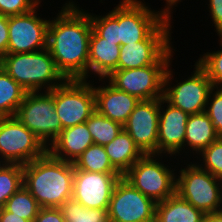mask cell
<instances>
[{
	"label": "cell",
	"mask_w": 222,
	"mask_h": 222,
	"mask_svg": "<svg viewBox=\"0 0 222 222\" xmlns=\"http://www.w3.org/2000/svg\"><path fill=\"white\" fill-rule=\"evenodd\" d=\"M3 69L27 92L51 91L66 80L48 48L31 53H7L3 56Z\"/></svg>",
	"instance_id": "obj_3"
},
{
	"label": "cell",
	"mask_w": 222,
	"mask_h": 222,
	"mask_svg": "<svg viewBox=\"0 0 222 222\" xmlns=\"http://www.w3.org/2000/svg\"><path fill=\"white\" fill-rule=\"evenodd\" d=\"M94 95L96 111L122 126L140 101L137 97L115 88L110 83L103 87H94Z\"/></svg>",
	"instance_id": "obj_18"
},
{
	"label": "cell",
	"mask_w": 222,
	"mask_h": 222,
	"mask_svg": "<svg viewBox=\"0 0 222 222\" xmlns=\"http://www.w3.org/2000/svg\"><path fill=\"white\" fill-rule=\"evenodd\" d=\"M179 170L175 192L204 214L222 210V179L201 169L197 163Z\"/></svg>",
	"instance_id": "obj_4"
},
{
	"label": "cell",
	"mask_w": 222,
	"mask_h": 222,
	"mask_svg": "<svg viewBox=\"0 0 222 222\" xmlns=\"http://www.w3.org/2000/svg\"><path fill=\"white\" fill-rule=\"evenodd\" d=\"M75 170H84L99 173H119L111 164L104 146L90 145L73 162Z\"/></svg>",
	"instance_id": "obj_25"
},
{
	"label": "cell",
	"mask_w": 222,
	"mask_h": 222,
	"mask_svg": "<svg viewBox=\"0 0 222 222\" xmlns=\"http://www.w3.org/2000/svg\"><path fill=\"white\" fill-rule=\"evenodd\" d=\"M37 8L32 11L8 17L7 53H31L47 48L49 20L37 16Z\"/></svg>",
	"instance_id": "obj_14"
},
{
	"label": "cell",
	"mask_w": 222,
	"mask_h": 222,
	"mask_svg": "<svg viewBox=\"0 0 222 222\" xmlns=\"http://www.w3.org/2000/svg\"><path fill=\"white\" fill-rule=\"evenodd\" d=\"M194 66V73L188 79L177 82V85L173 87L170 85L173 80L170 64L164 76L163 98L173 107L183 110L188 115L205 112L208 96L214 88L206 71L197 62Z\"/></svg>",
	"instance_id": "obj_10"
},
{
	"label": "cell",
	"mask_w": 222,
	"mask_h": 222,
	"mask_svg": "<svg viewBox=\"0 0 222 222\" xmlns=\"http://www.w3.org/2000/svg\"><path fill=\"white\" fill-rule=\"evenodd\" d=\"M74 2L65 3L48 25L47 48L65 79H88L90 13Z\"/></svg>",
	"instance_id": "obj_1"
},
{
	"label": "cell",
	"mask_w": 222,
	"mask_h": 222,
	"mask_svg": "<svg viewBox=\"0 0 222 222\" xmlns=\"http://www.w3.org/2000/svg\"><path fill=\"white\" fill-rule=\"evenodd\" d=\"M3 69V55L0 54V71Z\"/></svg>",
	"instance_id": "obj_41"
},
{
	"label": "cell",
	"mask_w": 222,
	"mask_h": 222,
	"mask_svg": "<svg viewBox=\"0 0 222 222\" xmlns=\"http://www.w3.org/2000/svg\"><path fill=\"white\" fill-rule=\"evenodd\" d=\"M205 113L211 119L216 132L219 134V136H222V88L214 87L210 91L208 101L206 103Z\"/></svg>",
	"instance_id": "obj_33"
},
{
	"label": "cell",
	"mask_w": 222,
	"mask_h": 222,
	"mask_svg": "<svg viewBox=\"0 0 222 222\" xmlns=\"http://www.w3.org/2000/svg\"><path fill=\"white\" fill-rule=\"evenodd\" d=\"M65 222H109L107 209H88L73 198L60 207Z\"/></svg>",
	"instance_id": "obj_29"
},
{
	"label": "cell",
	"mask_w": 222,
	"mask_h": 222,
	"mask_svg": "<svg viewBox=\"0 0 222 222\" xmlns=\"http://www.w3.org/2000/svg\"><path fill=\"white\" fill-rule=\"evenodd\" d=\"M156 157L157 154H144L123 177L142 194L159 203L175 193L176 176L175 170Z\"/></svg>",
	"instance_id": "obj_7"
},
{
	"label": "cell",
	"mask_w": 222,
	"mask_h": 222,
	"mask_svg": "<svg viewBox=\"0 0 222 222\" xmlns=\"http://www.w3.org/2000/svg\"><path fill=\"white\" fill-rule=\"evenodd\" d=\"M166 1V5L165 8L161 11H159V13L167 20L171 21V13L172 11L170 10L171 8H173V6H175L176 4H178V2H181V0H165Z\"/></svg>",
	"instance_id": "obj_39"
},
{
	"label": "cell",
	"mask_w": 222,
	"mask_h": 222,
	"mask_svg": "<svg viewBox=\"0 0 222 222\" xmlns=\"http://www.w3.org/2000/svg\"><path fill=\"white\" fill-rule=\"evenodd\" d=\"M200 222H210L206 217H204Z\"/></svg>",
	"instance_id": "obj_42"
},
{
	"label": "cell",
	"mask_w": 222,
	"mask_h": 222,
	"mask_svg": "<svg viewBox=\"0 0 222 222\" xmlns=\"http://www.w3.org/2000/svg\"><path fill=\"white\" fill-rule=\"evenodd\" d=\"M167 103L166 109L162 106ZM188 114L173 107L163 97L159 98V126L157 155H177L184 149L185 128Z\"/></svg>",
	"instance_id": "obj_17"
},
{
	"label": "cell",
	"mask_w": 222,
	"mask_h": 222,
	"mask_svg": "<svg viewBox=\"0 0 222 222\" xmlns=\"http://www.w3.org/2000/svg\"><path fill=\"white\" fill-rule=\"evenodd\" d=\"M23 186V165L0 163V209Z\"/></svg>",
	"instance_id": "obj_28"
},
{
	"label": "cell",
	"mask_w": 222,
	"mask_h": 222,
	"mask_svg": "<svg viewBox=\"0 0 222 222\" xmlns=\"http://www.w3.org/2000/svg\"><path fill=\"white\" fill-rule=\"evenodd\" d=\"M209 12L222 46V0H209Z\"/></svg>",
	"instance_id": "obj_35"
},
{
	"label": "cell",
	"mask_w": 222,
	"mask_h": 222,
	"mask_svg": "<svg viewBox=\"0 0 222 222\" xmlns=\"http://www.w3.org/2000/svg\"><path fill=\"white\" fill-rule=\"evenodd\" d=\"M205 217L210 221V222H222V210L213 212V213H208L205 214Z\"/></svg>",
	"instance_id": "obj_40"
},
{
	"label": "cell",
	"mask_w": 222,
	"mask_h": 222,
	"mask_svg": "<svg viewBox=\"0 0 222 222\" xmlns=\"http://www.w3.org/2000/svg\"><path fill=\"white\" fill-rule=\"evenodd\" d=\"M205 214L192 206L176 192L156 203L155 222H200Z\"/></svg>",
	"instance_id": "obj_22"
},
{
	"label": "cell",
	"mask_w": 222,
	"mask_h": 222,
	"mask_svg": "<svg viewBox=\"0 0 222 222\" xmlns=\"http://www.w3.org/2000/svg\"><path fill=\"white\" fill-rule=\"evenodd\" d=\"M107 213L109 222H155L156 203L122 176L115 184Z\"/></svg>",
	"instance_id": "obj_12"
},
{
	"label": "cell",
	"mask_w": 222,
	"mask_h": 222,
	"mask_svg": "<svg viewBox=\"0 0 222 222\" xmlns=\"http://www.w3.org/2000/svg\"><path fill=\"white\" fill-rule=\"evenodd\" d=\"M197 63L206 71L213 87L222 88V49L204 53Z\"/></svg>",
	"instance_id": "obj_31"
},
{
	"label": "cell",
	"mask_w": 222,
	"mask_h": 222,
	"mask_svg": "<svg viewBox=\"0 0 222 222\" xmlns=\"http://www.w3.org/2000/svg\"><path fill=\"white\" fill-rule=\"evenodd\" d=\"M85 79H66L54 88L55 112L62 130L84 123L95 111L94 86Z\"/></svg>",
	"instance_id": "obj_8"
},
{
	"label": "cell",
	"mask_w": 222,
	"mask_h": 222,
	"mask_svg": "<svg viewBox=\"0 0 222 222\" xmlns=\"http://www.w3.org/2000/svg\"><path fill=\"white\" fill-rule=\"evenodd\" d=\"M15 117L32 131L48 148L62 131V124L55 112L54 89L44 93L26 92Z\"/></svg>",
	"instance_id": "obj_5"
},
{
	"label": "cell",
	"mask_w": 222,
	"mask_h": 222,
	"mask_svg": "<svg viewBox=\"0 0 222 222\" xmlns=\"http://www.w3.org/2000/svg\"><path fill=\"white\" fill-rule=\"evenodd\" d=\"M110 13L118 20L119 45L144 41L165 20L141 0H122Z\"/></svg>",
	"instance_id": "obj_11"
},
{
	"label": "cell",
	"mask_w": 222,
	"mask_h": 222,
	"mask_svg": "<svg viewBox=\"0 0 222 222\" xmlns=\"http://www.w3.org/2000/svg\"><path fill=\"white\" fill-rule=\"evenodd\" d=\"M94 144L105 146L123 129V126L95 111L86 121Z\"/></svg>",
	"instance_id": "obj_26"
},
{
	"label": "cell",
	"mask_w": 222,
	"mask_h": 222,
	"mask_svg": "<svg viewBox=\"0 0 222 222\" xmlns=\"http://www.w3.org/2000/svg\"><path fill=\"white\" fill-rule=\"evenodd\" d=\"M199 154L203 158V162H201L203 164L198 163V166L210 172L215 177L222 179V136L203 149Z\"/></svg>",
	"instance_id": "obj_30"
},
{
	"label": "cell",
	"mask_w": 222,
	"mask_h": 222,
	"mask_svg": "<svg viewBox=\"0 0 222 222\" xmlns=\"http://www.w3.org/2000/svg\"><path fill=\"white\" fill-rule=\"evenodd\" d=\"M8 17L0 14V54L6 55L8 49Z\"/></svg>",
	"instance_id": "obj_37"
},
{
	"label": "cell",
	"mask_w": 222,
	"mask_h": 222,
	"mask_svg": "<svg viewBox=\"0 0 222 222\" xmlns=\"http://www.w3.org/2000/svg\"><path fill=\"white\" fill-rule=\"evenodd\" d=\"M93 30L102 38L119 45L118 20L110 13L104 16L90 14Z\"/></svg>",
	"instance_id": "obj_32"
},
{
	"label": "cell",
	"mask_w": 222,
	"mask_h": 222,
	"mask_svg": "<svg viewBox=\"0 0 222 222\" xmlns=\"http://www.w3.org/2000/svg\"><path fill=\"white\" fill-rule=\"evenodd\" d=\"M0 222H30L17 215L8 212L4 207L0 209Z\"/></svg>",
	"instance_id": "obj_38"
},
{
	"label": "cell",
	"mask_w": 222,
	"mask_h": 222,
	"mask_svg": "<svg viewBox=\"0 0 222 222\" xmlns=\"http://www.w3.org/2000/svg\"><path fill=\"white\" fill-rule=\"evenodd\" d=\"M170 24L171 21L165 19L144 41L120 45L118 69L171 64Z\"/></svg>",
	"instance_id": "obj_6"
},
{
	"label": "cell",
	"mask_w": 222,
	"mask_h": 222,
	"mask_svg": "<svg viewBox=\"0 0 222 222\" xmlns=\"http://www.w3.org/2000/svg\"><path fill=\"white\" fill-rule=\"evenodd\" d=\"M120 45L100 37L93 29L90 35L88 74L92 71L104 80L112 71L118 70ZM90 70V71H89Z\"/></svg>",
	"instance_id": "obj_20"
},
{
	"label": "cell",
	"mask_w": 222,
	"mask_h": 222,
	"mask_svg": "<svg viewBox=\"0 0 222 222\" xmlns=\"http://www.w3.org/2000/svg\"><path fill=\"white\" fill-rule=\"evenodd\" d=\"M74 165L53 157L48 151L23 165L24 187L41 208H59L73 195Z\"/></svg>",
	"instance_id": "obj_2"
},
{
	"label": "cell",
	"mask_w": 222,
	"mask_h": 222,
	"mask_svg": "<svg viewBox=\"0 0 222 222\" xmlns=\"http://www.w3.org/2000/svg\"><path fill=\"white\" fill-rule=\"evenodd\" d=\"M46 152L43 142L15 116L0 117V163L25 165Z\"/></svg>",
	"instance_id": "obj_9"
},
{
	"label": "cell",
	"mask_w": 222,
	"mask_h": 222,
	"mask_svg": "<svg viewBox=\"0 0 222 222\" xmlns=\"http://www.w3.org/2000/svg\"><path fill=\"white\" fill-rule=\"evenodd\" d=\"M104 148L112 166L122 176L144 155L124 129Z\"/></svg>",
	"instance_id": "obj_21"
},
{
	"label": "cell",
	"mask_w": 222,
	"mask_h": 222,
	"mask_svg": "<svg viewBox=\"0 0 222 222\" xmlns=\"http://www.w3.org/2000/svg\"><path fill=\"white\" fill-rule=\"evenodd\" d=\"M169 65H149L112 71L105 80L115 88L137 97L152 100L163 97L164 76Z\"/></svg>",
	"instance_id": "obj_13"
},
{
	"label": "cell",
	"mask_w": 222,
	"mask_h": 222,
	"mask_svg": "<svg viewBox=\"0 0 222 222\" xmlns=\"http://www.w3.org/2000/svg\"><path fill=\"white\" fill-rule=\"evenodd\" d=\"M120 173L75 170L72 198L88 209H108Z\"/></svg>",
	"instance_id": "obj_15"
},
{
	"label": "cell",
	"mask_w": 222,
	"mask_h": 222,
	"mask_svg": "<svg viewBox=\"0 0 222 222\" xmlns=\"http://www.w3.org/2000/svg\"><path fill=\"white\" fill-rule=\"evenodd\" d=\"M92 144L94 142L84 122L63 129L47 151L57 159L73 163Z\"/></svg>",
	"instance_id": "obj_19"
},
{
	"label": "cell",
	"mask_w": 222,
	"mask_h": 222,
	"mask_svg": "<svg viewBox=\"0 0 222 222\" xmlns=\"http://www.w3.org/2000/svg\"><path fill=\"white\" fill-rule=\"evenodd\" d=\"M34 222H65L60 208H40Z\"/></svg>",
	"instance_id": "obj_36"
},
{
	"label": "cell",
	"mask_w": 222,
	"mask_h": 222,
	"mask_svg": "<svg viewBox=\"0 0 222 222\" xmlns=\"http://www.w3.org/2000/svg\"><path fill=\"white\" fill-rule=\"evenodd\" d=\"M40 0H0V14L4 16L22 15L39 6Z\"/></svg>",
	"instance_id": "obj_34"
},
{
	"label": "cell",
	"mask_w": 222,
	"mask_h": 222,
	"mask_svg": "<svg viewBox=\"0 0 222 222\" xmlns=\"http://www.w3.org/2000/svg\"><path fill=\"white\" fill-rule=\"evenodd\" d=\"M159 98L140 100L123 129L144 154H157Z\"/></svg>",
	"instance_id": "obj_16"
},
{
	"label": "cell",
	"mask_w": 222,
	"mask_h": 222,
	"mask_svg": "<svg viewBox=\"0 0 222 222\" xmlns=\"http://www.w3.org/2000/svg\"><path fill=\"white\" fill-rule=\"evenodd\" d=\"M4 208L13 215L34 222L41 207L31 193L23 186L6 201Z\"/></svg>",
	"instance_id": "obj_27"
},
{
	"label": "cell",
	"mask_w": 222,
	"mask_h": 222,
	"mask_svg": "<svg viewBox=\"0 0 222 222\" xmlns=\"http://www.w3.org/2000/svg\"><path fill=\"white\" fill-rule=\"evenodd\" d=\"M26 92L24 88L2 69L0 71V117L15 116Z\"/></svg>",
	"instance_id": "obj_24"
},
{
	"label": "cell",
	"mask_w": 222,
	"mask_h": 222,
	"mask_svg": "<svg viewBox=\"0 0 222 222\" xmlns=\"http://www.w3.org/2000/svg\"><path fill=\"white\" fill-rule=\"evenodd\" d=\"M220 136L216 132L211 119L205 112L188 116L185 128L184 149L189 146L196 153H200Z\"/></svg>",
	"instance_id": "obj_23"
}]
</instances>
